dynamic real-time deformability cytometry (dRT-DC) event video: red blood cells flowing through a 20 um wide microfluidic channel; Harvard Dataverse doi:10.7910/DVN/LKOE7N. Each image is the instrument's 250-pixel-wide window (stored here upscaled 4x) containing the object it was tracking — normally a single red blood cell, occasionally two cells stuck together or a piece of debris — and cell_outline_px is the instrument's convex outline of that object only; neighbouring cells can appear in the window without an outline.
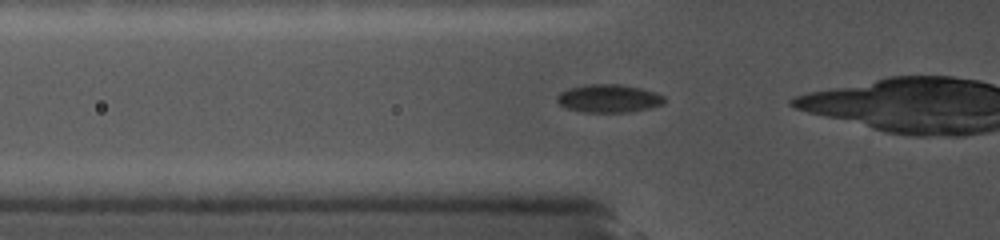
{"species": "common noctule bat (a hibernating species)", "species_latin": "Nyctalus noctula", "temperature_condition": "cold", "stored_images_in_passage": 17, "camera_frame_rate_fps": 5000, "um_per_image_px": 0.085, "animal": {"sex": "female", "body_mass_g": 19.0, "forearm_length_mm": 56.7}, "frame": {"image": 1, "passage_image": 4, "time_ms": 0.8, "image_size_px": [1000, 240], "cell_outline_px": [[664, 104], [648, 108], [628, 112], [584, 112], [568, 108], [560, 104], [556, 100], [556, 96], [560, 92], [568, 88], [584, 84], [620, 84], [640, 88], [656, 92], [664, 96]], "centroid_in_image_um": [51.73, 8.35], "position_along_channel_um": 74.1, "area_um2": 17.57}}
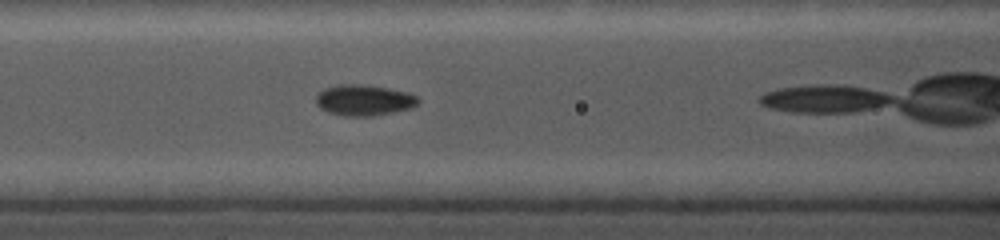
{"frame": {"image": 2, "passage_image": 10, "time_ms": 2.4, "image_size_px": [1000, 240], "cell_outline_px": [[420, 104], [412, 108], [372, 116], [344, 116], [328, 112], [320, 108], [316, 104], [316, 96], [324, 88], [340, 84], [364, 84], [388, 88], [408, 92], [416, 96], [420, 100]], "centroid_in_image_um": [30.95, 8.51], "position_along_channel_um": 135.6, "area_um2": 18.55}}
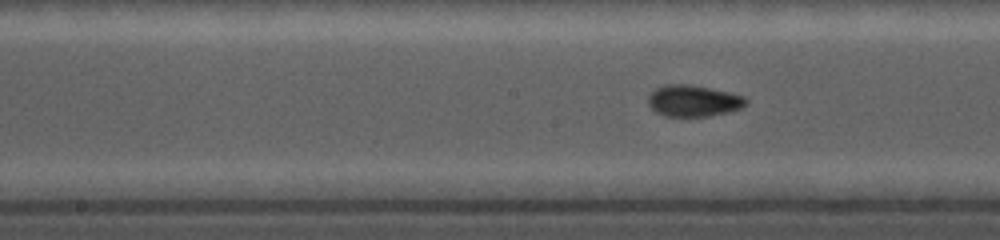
{"frame": {"image": 3, "passage_image": 15, "time_ms": 3.8, "image_size_px": [1000, 240], "cell_outline_px": [[748, 104], [732, 112], [708, 116], [664, 116], [656, 112], [648, 104], [648, 96], [656, 88], [664, 84], [688, 84], [728, 92], [744, 96], [748, 100]], "centroid_in_image_um": [58.95, 8.57], "position_along_channel_um": 189.2, "area_um2": 17.98}}